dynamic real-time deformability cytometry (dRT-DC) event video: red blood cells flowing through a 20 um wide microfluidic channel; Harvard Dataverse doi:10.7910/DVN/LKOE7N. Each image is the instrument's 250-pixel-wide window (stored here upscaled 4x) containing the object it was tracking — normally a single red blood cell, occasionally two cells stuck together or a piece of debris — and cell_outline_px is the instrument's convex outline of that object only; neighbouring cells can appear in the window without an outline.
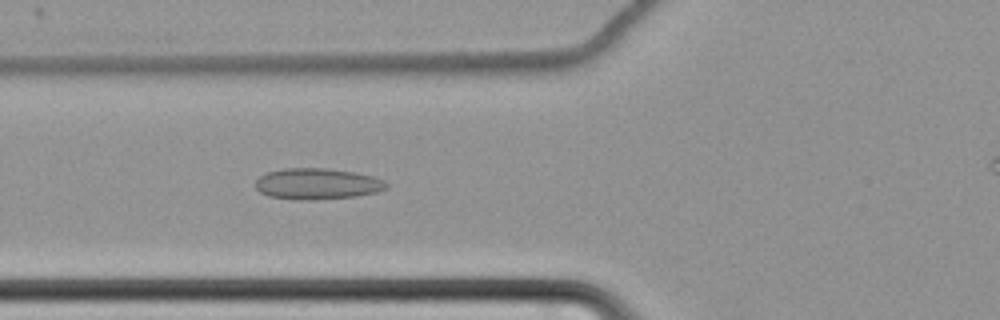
{"species": "common noctule bat (a hibernating species)", "species_latin": "Nyctalus noctula", "temperature_condition": "cold", "stored_images_in_passage": 61, "camera_frame_rate_fps": 3000, "um_per_image_px": 0.085, "animal": {"sex": "female", "body_mass_g": 22.7, "forearm_length_mm": 54.2}, "frame": {"image": 1, "passage_image": 28, "time_ms": 9.0, "image_size_px": [1000, 320], "cell_outline_px": [[388, 188], [376, 192], [356, 196], [308, 200], [300, 200], [268, 196], [260, 192], [256, 188], [256, 180], [260, 176], [268, 172], [284, 168], [324, 168], [356, 172], [372, 176], [384, 180], [388, 184]], "centroid_in_image_um": [26.97, 15.62], "position_along_channel_um": 98.8, "area_um2": 23.7}}
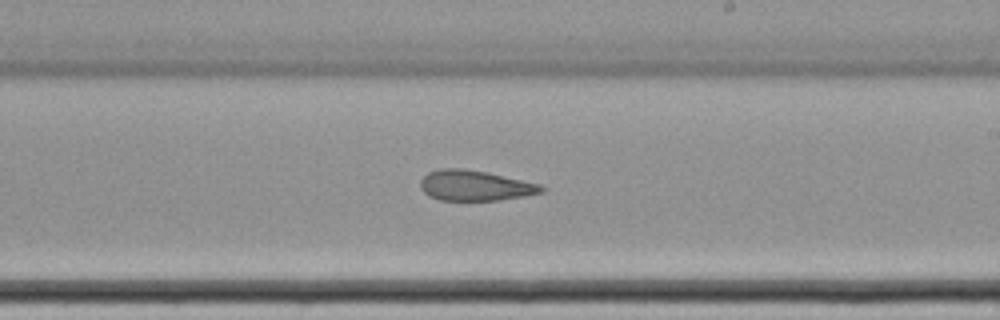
{"frame": {"image": 2, "passage_image": 41, "time_ms": 13.333, "image_size_px": [1000, 320], "cell_outline_px": [[544, 192], [524, 196], [500, 200], [440, 200], [428, 196], [420, 188], [420, 180], [428, 172], [440, 168], [464, 168], [488, 172], [540, 184], [544, 188]], "centroid_in_image_um": [40.35, 15.76], "position_along_channel_um": 248.6, "area_um2": 21.56}}
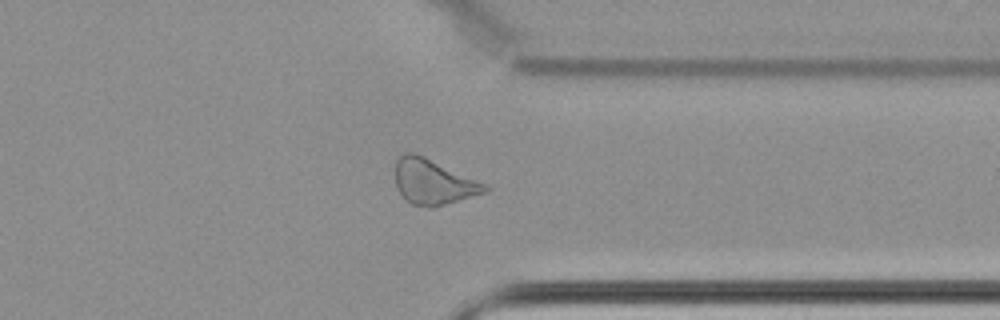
{"frame": {"image": 3, "passage_image": 52, "time_ms": 17.0, "image_size_px": [1000, 320], "cell_outline_px": [[488, 192], [432, 208], [428, 208], [412, 204], [400, 192], [396, 184], [396, 160], [404, 152], [412, 152], [424, 156], [488, 184]], "centroid_in_image_um": [36.86, 15.46], "position_along_channel_um": 374.5, "area_um2": 23.58}}